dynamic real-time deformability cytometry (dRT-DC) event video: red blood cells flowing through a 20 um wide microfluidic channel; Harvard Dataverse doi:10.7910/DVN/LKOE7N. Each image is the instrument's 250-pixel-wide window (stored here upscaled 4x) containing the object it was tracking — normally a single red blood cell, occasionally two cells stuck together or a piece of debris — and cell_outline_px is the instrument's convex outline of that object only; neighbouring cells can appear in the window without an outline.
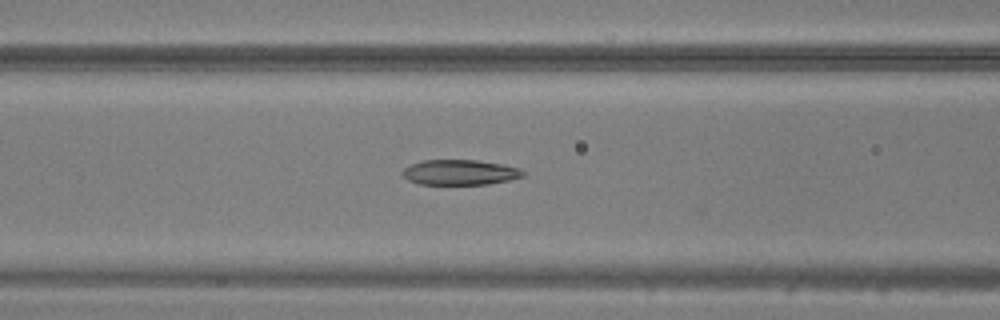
{"species": "common noctule bat (a hibernating species)", "species_latin": "Nyctalus noctula", "temperature_condition": "warm", "stored_images_in_passage": 36, "camera_frame_rate_fps": 3000, "um_per_image_px": 0.085, "animal": {"sex": "male", "body_mass_g": 20.5, "forearm_length_mm": 52.5}, "frame": {"image": 1, "passage_image": 21, "time_ms": 6.667, "image_size_px": [1000, 320], "cell_outline_px": [[524, 176], [508, 180], [488, 184], [420, 184], [408, 180], [404, 176], [404, 168], [412, 164], [424, 160], [476, 160], [504, 164], [520, 168], [524, 172]], "centroid_in_image_um": [39.13, 14.64], "position_along_channel_um": 127.5, "area_um2": 17.57}}
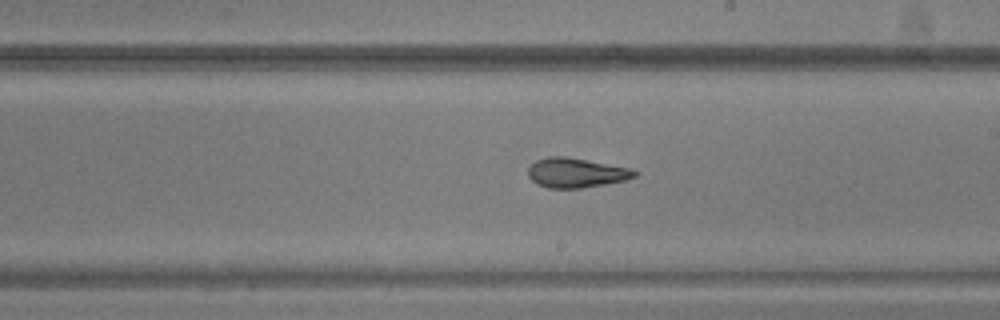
{"frame": {"image": 2, "passage_image": 29, "time_ms": 9.333, "image_size_px": [1000, 320], "cell_outline_px": [[636, 176], [624, 180], [604, 184], [580, 188], [548, 188], [536, 184], [528, 176], [528, 168], [536, 160], [548, 156], [564, 156], [632, 168], [636, 172]], "centroid_in_image_um": [48.93, 14.68], "position_along_channel_um": 240.1, "area_um2": 18.26}}
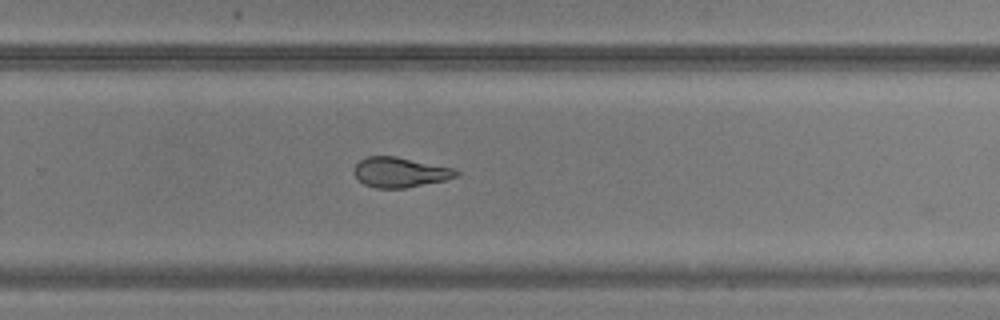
{"frame": {"image": 3, "passage_image": 33, "time_ms": 10.667, "image_size_px": [1000, 320], "cell_outline_px": [[460, 172], [456, 176], [444, 180], [404, 188], [376, 188], [364, 184], [352, 172], [356, 164], [360, 160], [368, 156], [396, 156], [456, 168]], "centroid_in_image_um": [34.0, 14.63], "position_along_channel_um": 295.8, "area_um2": 17.86}}